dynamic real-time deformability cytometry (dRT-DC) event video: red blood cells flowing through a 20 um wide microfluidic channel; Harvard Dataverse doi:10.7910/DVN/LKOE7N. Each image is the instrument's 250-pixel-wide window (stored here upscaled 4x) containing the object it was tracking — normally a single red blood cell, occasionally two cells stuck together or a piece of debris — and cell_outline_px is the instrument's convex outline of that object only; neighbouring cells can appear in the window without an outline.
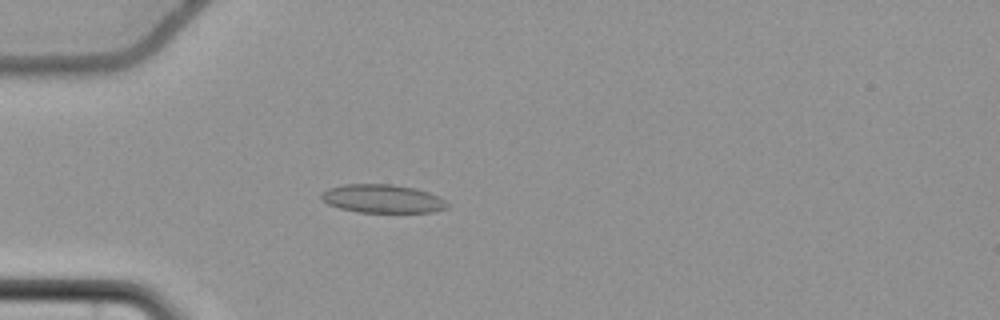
{"species": "common noctule bat (a hibernating species)", "species_latin": "Nyctalus noctula", "temperature_condition": "cold", "stored_images_in_passage": 40, "camera_frame_rate_fps": 3000, "um_per_image_px": 0.085, "animal": {"sex": "female", "body_mass_g": 22.7, "forearm_length_mm": 54.2}, "frame": {"image": 1, "passage_image": 5, "time_ms": 1.333, "image_size_px": [1000, 320], "cell_outline_px": [[448, 208], [432, 212], [360, 212], [340, 208], [328, 204], [320, 196], [320, 192], [328, 188], [344, 184], [392, 184], [416, 188], [428, 192], [444, 200], [448, 204]], "centroid_in_image_um": [32.49, 16.88], "position_along_channel_um": 52.5, "area_um2": 20.81}}
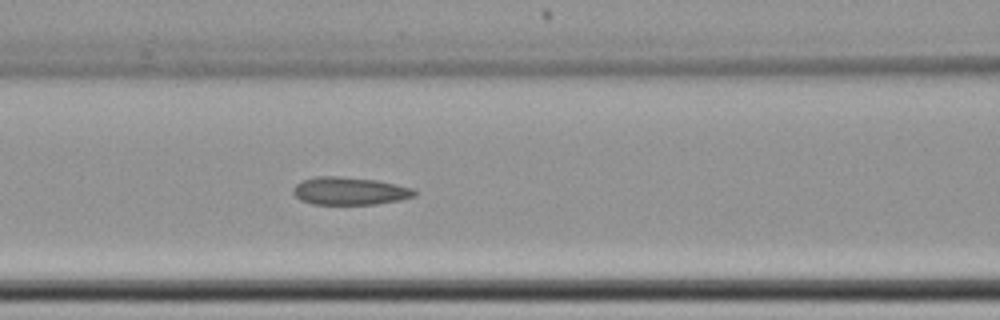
{"frame": {"image": 2, "passage_image": 13, "time_ms": 4.0, "image_size_px": [1000, 320], "cell_outline_px": [[416, 196], [400, 200], [376, 204], [312, 204], [300, 200], [292, 192], [292, 188], [300, 180], [316, 176], [340, 176], [376, 180], [396, 184], [412, 188], [416, 192]], "centroid_in_image_um": [29.69, 16.23], "position_along_channel_um": 136.9, "area_um2": 19.77}}
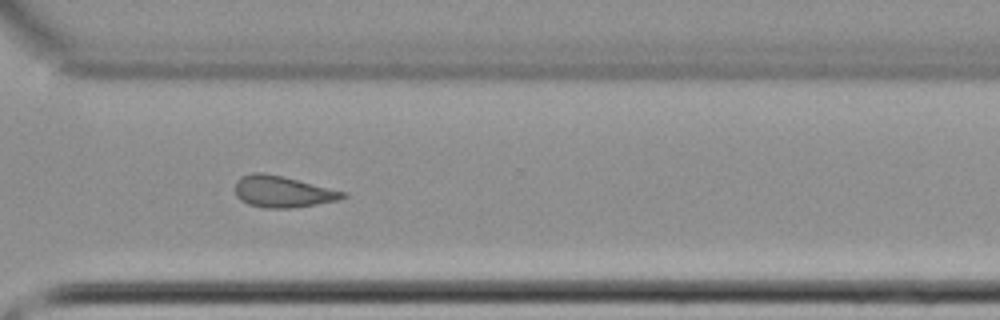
{"frame": {"image": 3, "passage_image": 30, "time_ms": 9.667, "image_size_px": [1000, 320], "cell_outline_px": [[348, 196], [340, 200], [292, 208], [264, 208], [248, 204], [240, 200], [236, 196], [236, 180], [240, 176], [252, 172], [264, 172], [284, 176], [348, 192]], "centroid_in_image_um": [24.04, 16.28], "position_along_channel_um": 346.6, "area_um2": 20.11}, "authors_computed_cell_mechanics": {"area_um2": 20.1722, "velocity_mm_per_s": 3.6929, "shape_relaxation_time_tau1_ms": null, "shape_relaxation_time_tau2_ms": 3.7875, "deformation_change_tau1": null, "deformation_change_tau2": 0.114}}